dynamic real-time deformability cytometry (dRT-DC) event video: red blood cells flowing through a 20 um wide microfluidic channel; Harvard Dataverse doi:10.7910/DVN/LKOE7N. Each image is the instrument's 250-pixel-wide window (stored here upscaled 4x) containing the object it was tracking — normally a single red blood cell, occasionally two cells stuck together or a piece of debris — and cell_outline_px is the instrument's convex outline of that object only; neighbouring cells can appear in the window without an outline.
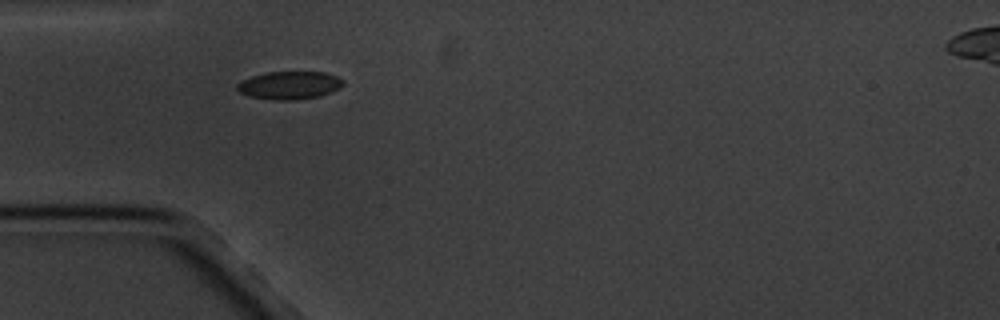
{"species": "common noctule bat (a hibernating species)", "species_latin": "Nyctalus noctula", "temperature_condition": "cold", "stored_images_in_passage": 1, "camera_frame_rate_fps": 3000, "um_per_image_px": 0.085, "animal": {"sex": "male", "body_mass_g": 20.1, "forearm_length_mm": 53.5}, "frame": {"image": 1, "passage_image": 1, "time_ms": 0.0, "image_size_px": [1000, 320], "cell_outline_px": [[344, 84], [340, 88], [332, 92], [320, 96], [292, 100], [272, 100], [248, 96], [240, 92], [236, 88], [236, 84], [240, 80], [252, 76], [268, 72], [324, 72], [336, 76], [344, 80]], "centroid_in_image_um": [24.6, 7.25], "position_along_channel_um": 60.4, "area_um2": 17.4}}